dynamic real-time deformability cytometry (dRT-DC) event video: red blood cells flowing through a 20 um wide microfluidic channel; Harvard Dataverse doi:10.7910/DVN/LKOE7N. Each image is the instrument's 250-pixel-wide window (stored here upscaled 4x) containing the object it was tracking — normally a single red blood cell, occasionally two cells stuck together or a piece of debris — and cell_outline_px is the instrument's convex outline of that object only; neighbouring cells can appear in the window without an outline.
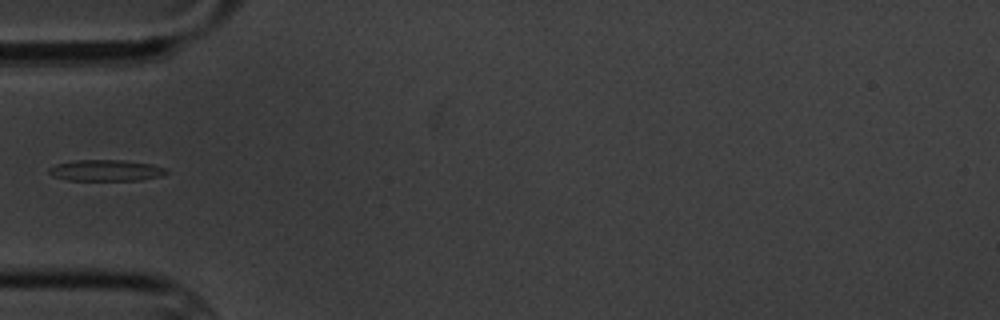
{"species": "common noctule bat (a hibernating species)", "species_latin": "Nyctalus noctula", "temperature_condition": "cold", "stored_images_in_passage": 6, "camera_frame_rate_fps": 3000, "um_per_image_px": 0.085, "animal": {"sex": "male", "body_mass_g": 20.1, "forearm_length_mm": 53.5}, "frame": {"image": 1, "passage_image": 5, "time_ms": 4.667, "image_size_px": [1000, 320], "cell_outline_px": [[168, 172], [160, 176], [140, 180], [68, 180], [52, 176], [48, 172], [48, 168], [56, 164], [76, 160], [124, 160], [152, 164], [164, 168]], "centroid_in_image_um": [8.97, 14.48], "position_along_channel_um": 76.0, "area_um2": 14.45}}
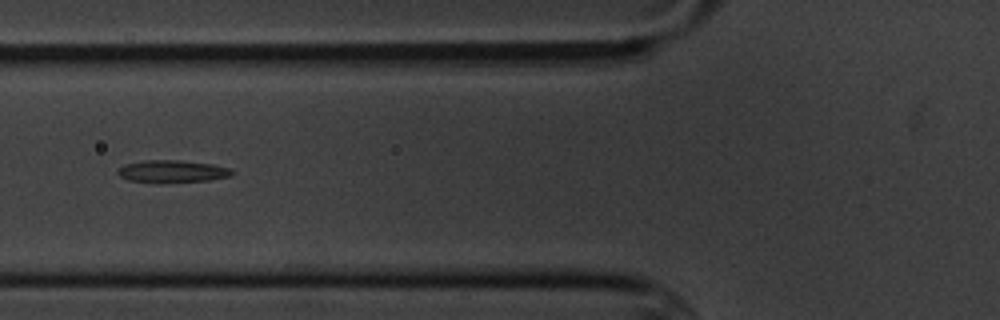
{"frame": {"image": 2, "passage_image": 6, "time_ms": 5.667, "image_size_px": [1000, 320], "cell_outline_px": [[236, 172], [232, 176], [208, 180], [160, 184], [128, 180], [120, 176], [116, 172], [124, 164], [144, 160], [180, 160], [212, 164], [228, 168]], "centroid_in_image_um": [14.63, 14.58], "position_along_channel_um": 111.2, "area_um2": 15.2}}